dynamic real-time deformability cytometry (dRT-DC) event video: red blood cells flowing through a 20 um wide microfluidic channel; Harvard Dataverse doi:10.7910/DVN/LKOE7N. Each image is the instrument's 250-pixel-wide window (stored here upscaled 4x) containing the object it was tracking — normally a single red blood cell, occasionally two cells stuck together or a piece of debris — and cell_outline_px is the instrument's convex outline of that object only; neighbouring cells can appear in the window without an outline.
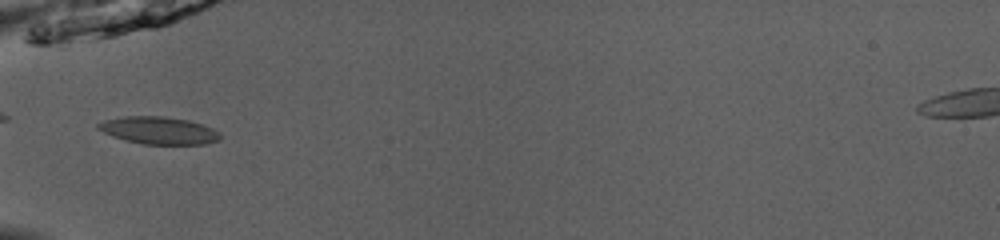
{"species": "common noctule bat (a hibernating species)", "species_latin": "Nyctalus noctula", "temperature_condition": "room temperature", "stored_images_in_passage": 8, "camera_frame_rate_fps": 3000, "um_per_image_px": 0.085, "animal": {"sex": "male", "body_mass_g": 13.0, "forearm_length_mm": 53.1}, "frame": {"image": 1, "passage_image": 1, "time_ms": 0.0, "image_size_px": [1000, 240], "cell_outline_px": [[220, 140], [204, 144], [144, 144], [112, 136], [96, 128], [96, 124], [104, 120], [124, 116], [164, 116], [188, 120], [204, 124], [220, 132]], "centroid_in_image_um": [13.51, 11.08], "position_along_channel_um": 71.5, "area_um2": 19.48}}
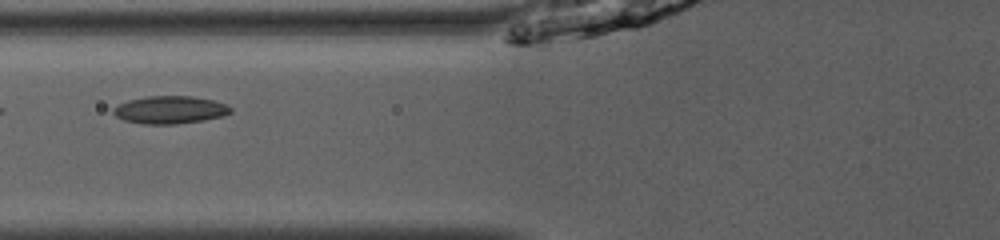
{"frame": {"image": 2, "passage_image": 4, "time_ms": 1.0, "image_size_px": [1000, 240], "cell_outline_px": [[232, 112], [224, 116], [204, 120], [176, 124], [144, 124], [124, 120], [116, 116], [112, 112], [112, 108], [116, 104], [128, 100], [148, 96], [192, 96], [212, 100], [224, 104], [232, 108]], "centroid_in_image_um": [14.42, 9.34], "position_along_channel_um": 111.4, "area_um2": 19.02}}